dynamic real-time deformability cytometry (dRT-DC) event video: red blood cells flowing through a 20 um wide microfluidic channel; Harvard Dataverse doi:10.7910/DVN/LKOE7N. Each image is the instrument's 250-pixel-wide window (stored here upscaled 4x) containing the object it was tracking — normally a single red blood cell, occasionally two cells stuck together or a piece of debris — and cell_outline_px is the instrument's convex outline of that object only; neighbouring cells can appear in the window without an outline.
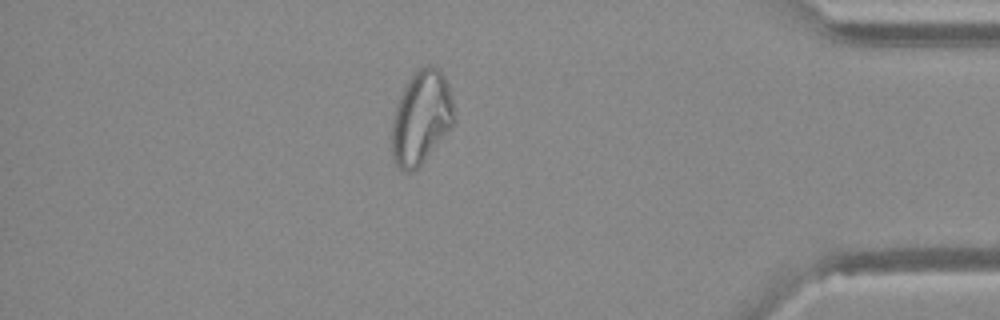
{"species": "Egyptian fruit bat (a non-hibernating species)", "species_latin": "Rousettus aegyptiacus", "temperature_condition": "warm", "stored_images_in_passage": 43, "camera_frame_rate_fps": 3000, "um_per_image_px": 0.085, "animal": {"sex": "female"}, "frame": {"image": 1, "passage_image": 37, "time_ms": 12.0, "image_size_px": [1000, 320], "cell_outline_px": [[452, 124], [420, 164], [412, 172], [404, 172], [392, 160], [392, 120], [396, 104], [404, 88], [412, 76], [420, 68], [428, 64], [432, 64], [440, 68], [448, 84], [452, 96]], "centroid_in_image_um": [35.76, 9.96], "position_along_channel_um": 399.4, "area_um2": 33.18}}